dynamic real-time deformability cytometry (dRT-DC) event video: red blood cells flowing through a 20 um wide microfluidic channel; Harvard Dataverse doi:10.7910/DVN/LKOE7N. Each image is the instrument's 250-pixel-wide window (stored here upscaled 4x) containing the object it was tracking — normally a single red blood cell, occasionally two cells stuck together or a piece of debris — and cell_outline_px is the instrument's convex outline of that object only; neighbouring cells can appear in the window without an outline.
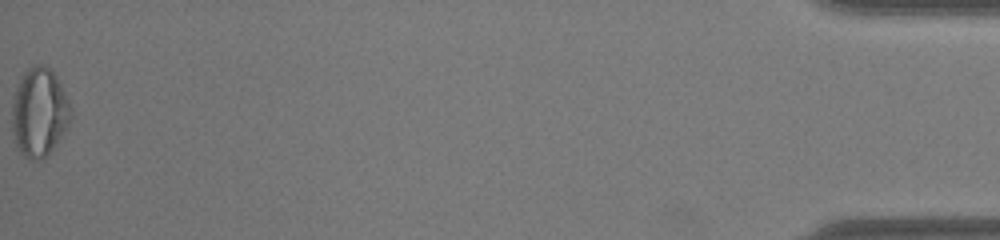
{"species": "common noctule bat (a hibernating species)", "species_latin": "Nyctalus noctula", "temperature_condition": "warm", "stored_images_in_passage": 51, "segment_of_instrument_passage": [2, 2], "camera_frame_rate_fps": 3000, "um_per_image_px": 0.085, "animal": {"sex": "male", "body_mass_g": 19.0, "forearm_length_mm": 50.8}, "frame": {"image": 1, "passage_image": 51, "time_ms": 16.667, "image_size_px": [1000, 240], "cell_outline_px": [[72, 116], [64, 132], [52, 148], [40, 160], [32, 160], [24, 156], [20, 152], [16, 144], [12, 128], [12, 104], [16, 88], [20, 76], [28, 68], [36, 64], [44, 64], [56, 76], [72, 108]], "centroid_in_image_um": [3.33, 9.52], "position_along_channel_um": 431.9, "area_um2": 30.17}}